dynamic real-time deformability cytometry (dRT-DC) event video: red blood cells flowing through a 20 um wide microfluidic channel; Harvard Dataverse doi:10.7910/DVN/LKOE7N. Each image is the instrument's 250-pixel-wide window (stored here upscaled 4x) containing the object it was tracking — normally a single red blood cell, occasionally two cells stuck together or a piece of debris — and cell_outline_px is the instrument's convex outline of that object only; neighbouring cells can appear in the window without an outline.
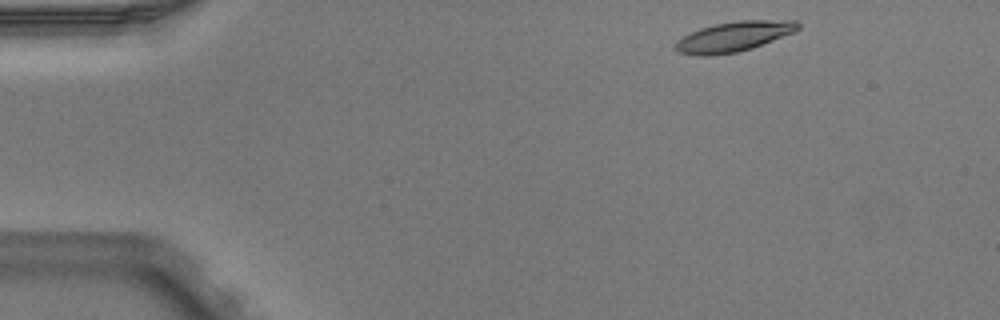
{"species": "Egyptian fruit bat (a non-hibernating species)", "species_latin": "Rousettus aegyptiacus", "temperature_condition": "warm", "stored_images_in_passage": 4, "camera_frame_rate_fps": 3000, "um_per_image_px": 0.085, "animal": {"sex": "male"}, "frame": {"image": 1, "passage_image": 1, "time_ms": 0.0, "image_size_px": [1000, 320], "cell_outline_px": [[800, 28], [796, 32], [752, 48], [736, 52], [708, 56], [696, 56], [676, 52], [672, 48], [676, 40], [700, 28], [716, 24], [740, 20], [796, 20], [800, 24]], "centroid_in_image_um": [62.36, 3.12], "position_along_channel_um": 22.6, "area_um2": 21.68}}
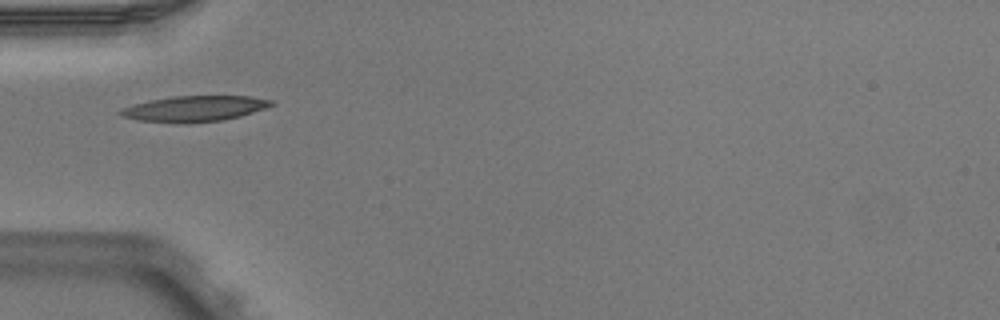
{"frame": {"image": 2, "passage_image": 3, "time_ms": 0.667, "image_size_px": [1000, 320], "cell_outline_px": [[276, 104], [240, 116], [224, 120], [184, 124], [180, 124], [136, 120], [120, 116], [116, 112], [120, 108], [132, 104], [172, 96], [248, 96], [276, 100]], "centroid_in_image_um": [16.48, 9.25], "position_along_channel_um": 68.5, "area_um2": 23.0}}